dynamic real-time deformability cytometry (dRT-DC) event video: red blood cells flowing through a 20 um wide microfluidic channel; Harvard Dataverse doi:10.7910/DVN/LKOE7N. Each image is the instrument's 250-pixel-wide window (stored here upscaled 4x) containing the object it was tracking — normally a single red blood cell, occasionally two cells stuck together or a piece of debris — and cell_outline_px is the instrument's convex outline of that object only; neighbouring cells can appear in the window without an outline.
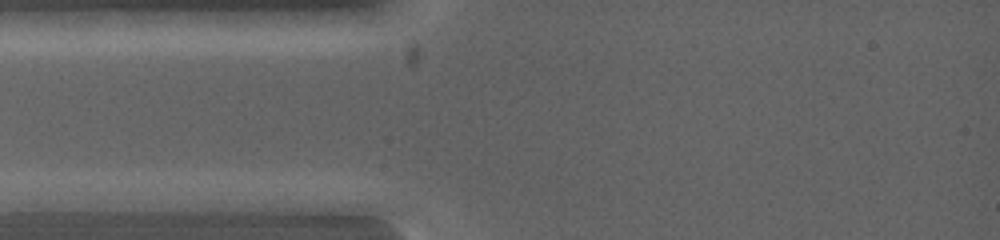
{"species": "common noctule bat (a hibernating species)", "species_latin": "Nyctalus noctula", "temperature_condition": "warm", "stored_images_in_passage": 3, "camera_frame_rate_fps": 5000, "um_per_image_px": 0.085, "animal": {"sex": "female", "body_mass_g": 19.0, "forearm_length_mm": 53.3}, "frame": {"image": 1, "passage_image": 1, "time_ms": 0.0, "image_size_px": [1000, 240], "cell_outline_px": [[140, 200], [88, 212], [16, 212], [12, 200], [80, 192], [96, 192]], "centroid_in_image_um": [5.96, 17.23], "position_along_channel_um": 79.0, "area_um2": 12.83}}